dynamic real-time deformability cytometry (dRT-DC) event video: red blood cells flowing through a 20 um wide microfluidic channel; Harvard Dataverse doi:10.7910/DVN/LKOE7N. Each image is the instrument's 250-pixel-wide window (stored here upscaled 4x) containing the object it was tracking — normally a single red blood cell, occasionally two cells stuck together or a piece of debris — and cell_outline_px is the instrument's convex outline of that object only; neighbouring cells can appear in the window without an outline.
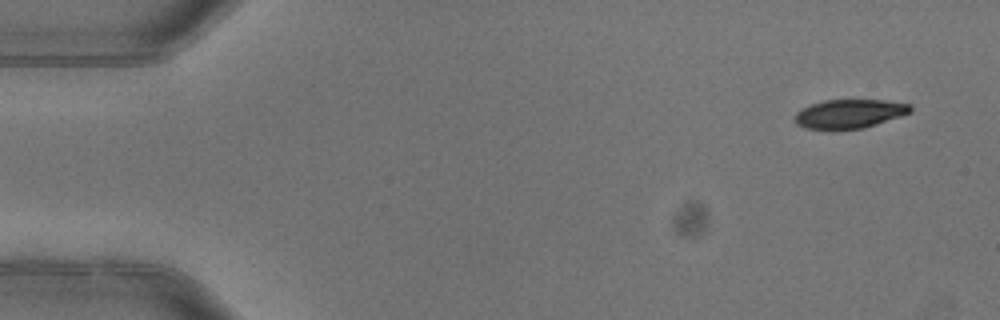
{"species": "common noctule bat (a hibernating species)", "species_latin": "Nyctalus noctula", "temperature_condition": "warm", "stored_images_in_passage": 4, "camera_frame_rate_fps": 3000, "um_per_image_px": 0.085, "animal": {"sex": "female"}, "frame": {"image": 1, "passage_image": 1, "time_ms": 0.0, "image_size_px": [1000, 320], "cell_outline_px": [[912, 112], [864, 128], [836, 132], [832, 132], [804, 128], [796, 124], [796, 112], [812, 104], [824, 100], [884, 100], [912, 104]], "centroid_in_image_um": [72.19, 9.71], "position_along_channel_um": 12.8, "area_um2": 20.0}}
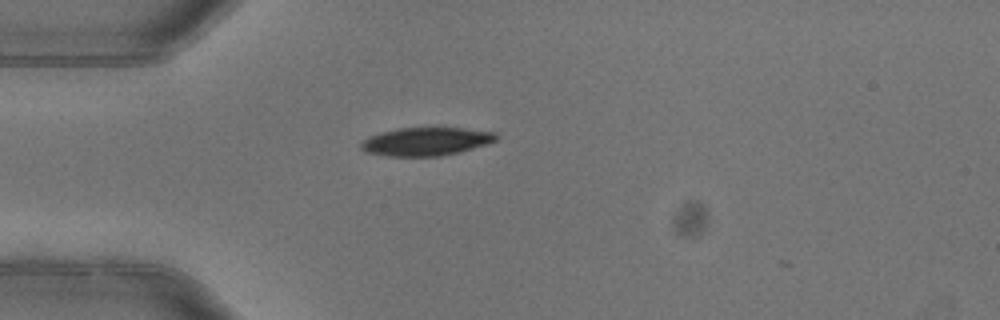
{"frame": {"image": 2, "passage_image": 4, "time_ms": 1.0, "image_size_px": [1000, 320], "cell_outline_px": [[496, 140], [488, 144], [460, 152], [440, 156], [388, 156], [364, 152], [360, 148], [360, 144], [368, 136], [380, 132], [396, 128], [464, 128], [496, 132]], "centroid_in_image_um": [36.19, 12.03], "position_along_channel_um": 48.8, "area_um2": 22.37}}